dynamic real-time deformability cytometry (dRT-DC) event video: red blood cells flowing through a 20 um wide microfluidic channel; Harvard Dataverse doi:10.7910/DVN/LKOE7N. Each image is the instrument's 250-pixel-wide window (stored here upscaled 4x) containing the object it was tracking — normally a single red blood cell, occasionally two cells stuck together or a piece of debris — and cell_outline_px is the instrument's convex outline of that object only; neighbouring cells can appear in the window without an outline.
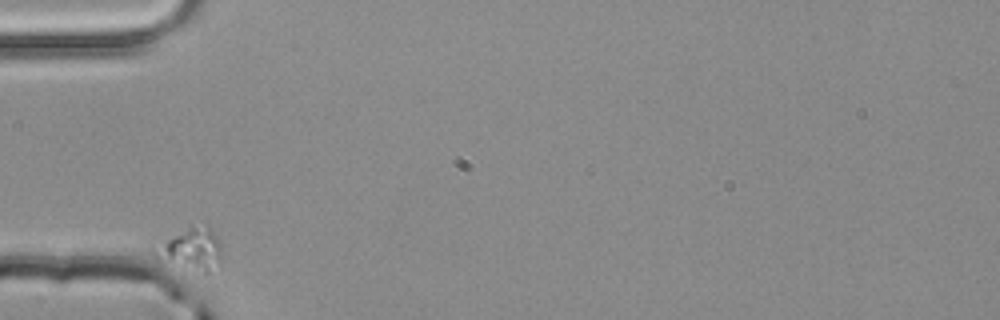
{"species": "common noctule bat (a hibernating species)", "species_latin": "Nyctalus noctula", "temperature_condition": "room temperature", "stored_images_in_passage": 4, "camera_frame_rate_fps": 3000, "um_per_image_px": 0.085, "animal": {"sex": "male", "body_mass_g": 20.4}, "frame": {"image": 1, "passage_image": 1, "time_ms": 0.0, "image_size_px": [1000, 320], "cell_outline_px": [[220, 268], [208, 272], [172, 276], [168, 276], [156, 264], [152, 256], [152, 248], [192, 224], [208, 224], [212, 228], [220, 240]], "centroid_in_image_um": [16.08, 21.39], "position_along_channel_um": 68.9, "area_um2": 19.42}}